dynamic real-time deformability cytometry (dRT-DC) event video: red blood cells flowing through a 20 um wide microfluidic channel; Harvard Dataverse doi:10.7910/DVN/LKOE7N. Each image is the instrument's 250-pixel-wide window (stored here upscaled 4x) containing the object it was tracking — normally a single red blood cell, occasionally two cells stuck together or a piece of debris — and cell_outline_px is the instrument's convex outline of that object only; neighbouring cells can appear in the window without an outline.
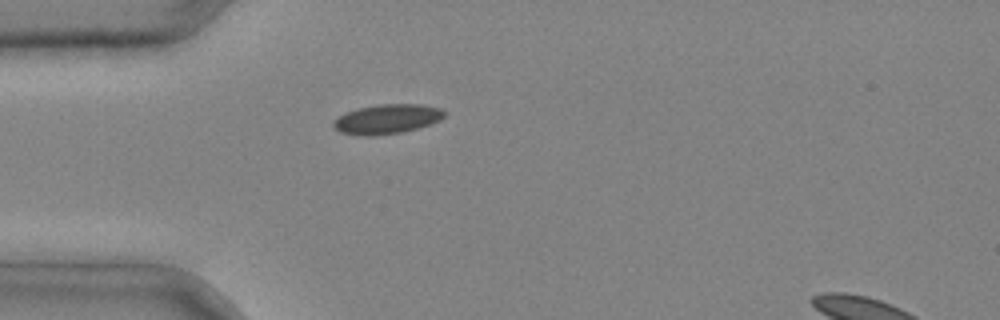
{"species": "common noctule bat (a hibernating species)", "species_latin": "Nyctalus noctula", "temperature_condition": "cold", "stored_images_in_passage": 3, "camera_frame_rate_fps": 3000, "um_per_image_px": 0.085, "animal": {"sex": "male", "body_mass_g": 20.4}, "frame": {"image": 1, "passage_image": 3, "time_ms": 0.667, "image_size_px": [1000, 320], "cell_outline_px": [[448, 112], [440, 120], [404, 132], [372, 136], [364, 136], [340, 132], [332, 124], [340, 116], [348, 112], [360, 108], [380, 104], [420, 104], [440, 108]], "centroid_in_image_um": [32.94, 10.12], "position_along_channel_um": 52.1, "area_um2": 18.84}}